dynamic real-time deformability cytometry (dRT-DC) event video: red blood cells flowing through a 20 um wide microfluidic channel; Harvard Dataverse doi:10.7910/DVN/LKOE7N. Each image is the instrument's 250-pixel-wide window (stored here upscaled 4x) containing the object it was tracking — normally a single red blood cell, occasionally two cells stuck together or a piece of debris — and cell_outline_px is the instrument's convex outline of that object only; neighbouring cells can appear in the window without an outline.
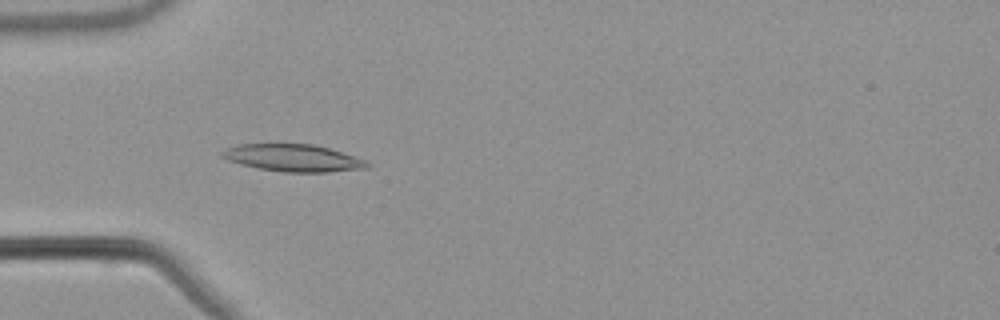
{"species": "common noctule bat (a hibernating species)", "species_latin": "Nyctalus noctula", "temperature_condition": "warm", "stored_images_in_passage": 55, "camera_frame_rate_fps": 3000, "um_per_image_px": 0.085, "animal": {"sex": "male", "body_mass_g": 21.5, "forearm_length_mm": 52.0}, "frame": {"image": 1, "passage_image": 18, "time_ms": 5.667, "image_size_px": [1000, 320], "cell_outline_px": [[372, 164], [368, 168], [328, 172], [284, 172], [260, 168], [240, 164], [228, 160], [220, 156], [220, 152], [236, 144], [312, 144], [328, 148], [364, 160]], "centroid_in_image_um": [24.89, 13.43], "position_along_channel_um": 60.1, "area_um2": 22.77}}
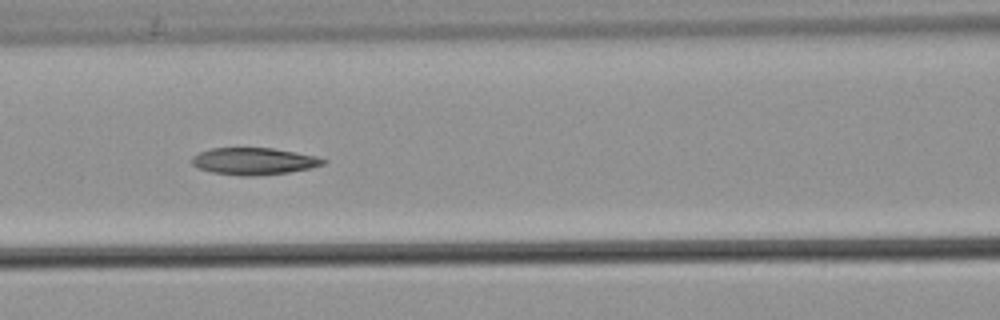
{"frame": {"image": 2, "passage_image": 25, "time_ms": 8.0, "image_size_px": [1000, 320], "cell_outline_px": [[328, 160], [324, 164], [312, 168], [288, 172], [252, 176], [240, 176], [212, 172], [200, 168], [192, 164], [192, 156], [200, 152], [212, 148], [272, 148], [296, 152], [316, 156]], "centroid_in_image_um": [21.6, 13.7], "position_along_channel_um": 145.0, "area_um2": 20.58}}
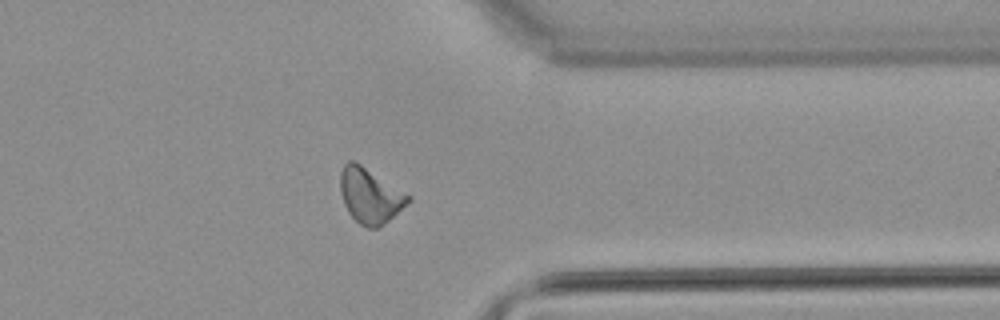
{"frame": {"image": 3, "passage_image": 44, "time_ms": 14.333, "image_size_px": [1000, 320], "cell_outline_px": [[412, 200], [384, 224], [376, 228], [368, 228], [360, 224], [348, 212], [344, 204], [340, 192], [340, 172], [344, 164], [348, 160], [352, 160], [360, 164], [412, 196]], "centroid_in_image_um": [31.45, 16.63], "position_along_channel_um": 379.9, "area_um2": 21.68}, "authors_computed_cell_mechanics": {"area_um2": 21.386, "velocity_mm_per_s": 3.8149, "shape_relaxation_time_tau1_ms": null, "shape_relaxation_time_tau2_ms": 6.8872, "deformation_change_tau1": null, "deformation_change_tau2": 0.1513}}